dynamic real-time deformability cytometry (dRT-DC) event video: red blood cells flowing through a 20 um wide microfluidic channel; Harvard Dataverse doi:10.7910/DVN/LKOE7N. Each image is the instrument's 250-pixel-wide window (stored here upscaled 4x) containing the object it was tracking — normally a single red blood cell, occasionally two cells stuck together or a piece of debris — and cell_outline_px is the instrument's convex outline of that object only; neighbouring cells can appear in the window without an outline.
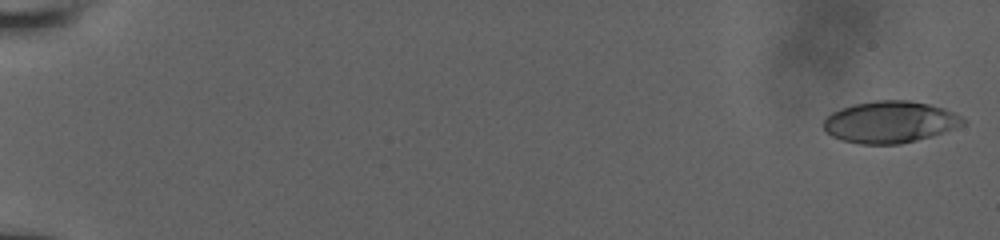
{"species": "human", "species_latin": "Homo sapiens", "temperature_condition": "room temperature", "stored_images_in_passage": 22, "camera_frame_rate_fps": 3000, "um_per_image_px": 0.085, "donor": {"sex": "male"}, "frame": {"image": 1, "passage_image": 1, "time_ms": 0.0, "image_size_px": [1000, 240], "cell_outline_px": [[968, 120], [964, 124], [932, 136], [900, 144], [860, 144], [844, 140], [832, 136], [824, 128], [824, 120], [832, 112], [840, 108], [856, 104], [876, 100], [908, 100], [928, 104], [944, 108]], "centroid_in_image_um": [75.66, 10.37], "position_along_channel_um": 9.3, "area_um2": 33.64}}
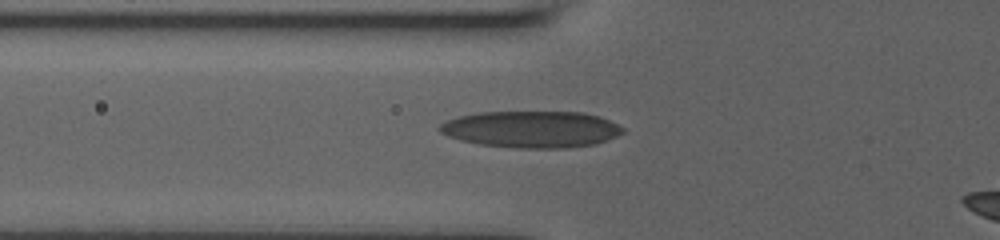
{"frame": {"image": 2, "passage_image": 19, "time_ms": 7.0, "image_size_px": [1000, 240], "cell_outline_px": [[624, 132], [616, 136], [596, 144], [568, 148], [520, 148], [480, 144], [460, 140], [448, 136], [440, 132], [436, 128], [440, 124], [448, 120], [460, 116], [480, 112], [584, 112], [600, 116], [624, 128]], "centroid_in_image_um": [45.17, 10.99], "position_along_channel_um": 80.6, "area_um2": 39.13}}
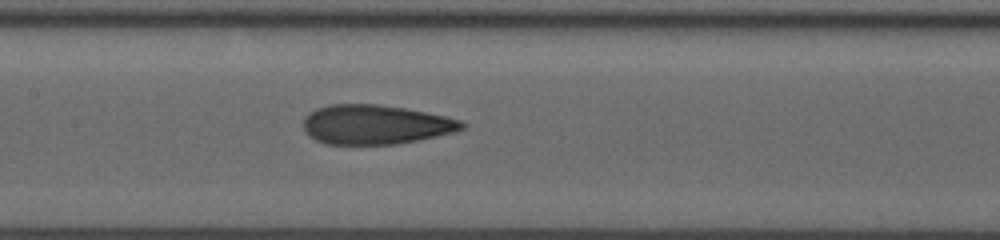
{"frame": {"image": 3, "passage_image": 22, "time_ms": 9.333, "image_size_px": [1000, 240], "cell_outline_px": [[468, 124], [464, 128], [452, 132], [416, 140], [396, 144], [324, 144], [308, 136], [304, 132], [304, 116], [316, 108], [328, 104], [376, 104], [404, 108], [444, 116], [460, 120]], "centroid_in_image_um": [31.85, 10.58], "position_along_channel_um": 175.5, "area_um2": 36.3}}